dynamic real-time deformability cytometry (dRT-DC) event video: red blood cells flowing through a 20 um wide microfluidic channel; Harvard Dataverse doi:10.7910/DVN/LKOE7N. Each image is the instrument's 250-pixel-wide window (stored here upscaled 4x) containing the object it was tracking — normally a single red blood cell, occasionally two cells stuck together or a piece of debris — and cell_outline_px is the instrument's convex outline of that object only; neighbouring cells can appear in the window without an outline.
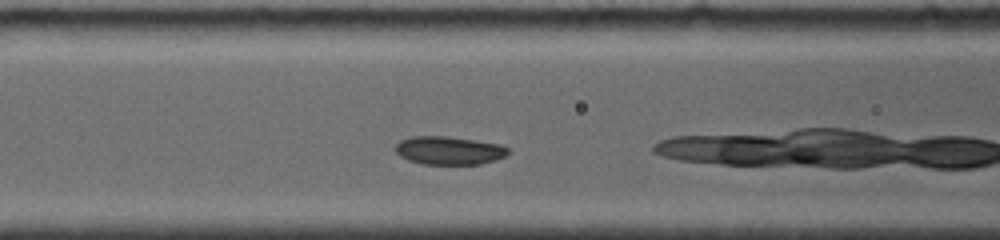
{"species": "common noctule bat (a hibernating species)", "species_latin": "Nyctalus noctula", "temperature_condition": "room temperature", "stored_images_in_passage": 14, "camera_frame_rate_fps": 4000, "um_per_image_px": 0.085, "animal": {"sex": "female", "body_mass_g": 19.0, "forearm_length_mm": 56.7}, "frame": {"image": 1, "passage_image": 5, "time_ms": 1.75, "image_size_px": [1000, 240], "cell_outline_px": [[508, 152], [504, 156], [496, 160], [480, 164], [420, 164], [408, 160], [400, 156], [396, 152], [396, 144], [400, 140], [412, 136], [448, 136], [500, 144], [508, 148]], "centroid_in_image_um": [38.14, 12.79], "position_along_channel_um": 128.5, "area_um2": 18.55}}
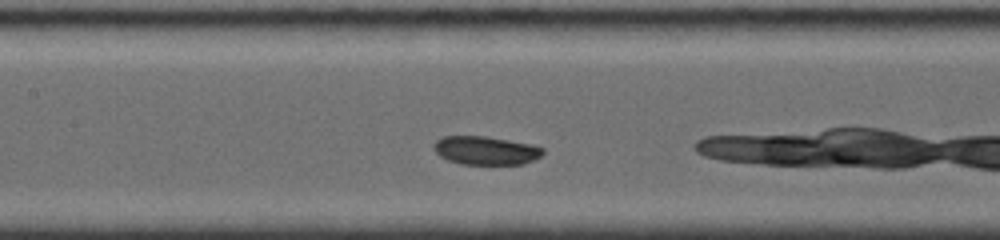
{"frame": {"image": 2, "passage_image": 7, "time_ms": 2.75, "image_size_px": [1000, 240], "cell_outline_px": [[544, 152], [540, 156], [524, 164], [460, 164], [448, 160], [440, 156], [432, 148], [432, 144], [436, 140], [444, 136], [484, 136], [532, 144], [544, 148]], "centroid_in_image_um": [41.26, 12.79], "position_along_channel_um": 166.1, "area_um2": 18.15}}